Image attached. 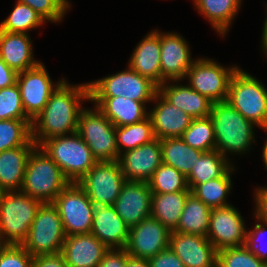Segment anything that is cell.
<instances>
[{
  "mask_svg": "<svg viewBox=\"0 0 267 267\" xmlns=\"http://www.w3.org/2000/svg\"><path fill=\"white\" fill-rule=\"evenodd\" d=\"M32 120H0V152L21 146H36L32 140Z\"/></svg>",
  "mask_w": 267,
  "mask_h": 267,
  "instance_id": "obj_34",
  "label": "cell"
},
{
  "mask_svg": "<svg viewBox=\"0 0 267 267\" xmlns=\"http://www.w3.org/2000/svg\"><path fill=\"white\" fill-rule=\"evenodd\" d=\"M232 165L216 149L204 152L186 177L188 188L192 190L197 184L221 177Z\"/></svg>",
  "mask_w": 267,
  "mask_h": 267,
  "instance_id": "obj_32",
  "label": "cell"
},
{
  "mask_svg": "<svg viewBox=\"0 0 267 267\" xmlns=\"http://www.w3.org/2000/svg\"><path fill=\"white\" fill-rule=\"evenodd\" d=\"M129 229L113 206H95L91 233L108 249H125Z\"/></svg>",
  "mask_w": 267,
  "mask_h": 267,
  "instance_id": "obj_21",
  "label": "cell"
},
{
  "mask_svg": "<svg viewBox=\"0 0 267 267\" xmlns=\"http://www.w3.org/2000/svg\"><path fill=\"white\" fill-rule=\"evenodd\" d=\"M40 146L60 167L70 183L80 181L97 162L77 132L49 138Z\"/></svg>",
  "mask_w": 267,
  "mask_h": 267,
  "instance_id": "obj_5",
  "label": "cell"
},
{
  "mask_svg": "<svg viewBox=\"0 0 267 267\" xmlns=\"http://www.w3.org/2000/svg\"><path fill=\"white\" fill-rule=\"evenodd\" d=\"M89 101V84L73 85L65 79L51 94L44 109L32 120V140L40 146L45 140L77 132L84 101ZM82 102V103H81Z\"/></svg>",
  "mask_w": 267,
  "mask_h": 267,
  "instance_id": "obj_1",
  "label": "cell"
},
{
  "mask_svg": "<svg viewBox=\"0 0 267 267\" xmlns=\"http://www.w3.org/2000/svg\"><path fill=\"white\" fill-rule=\"evenodd\" d=\"M41 204L21 191H5L0 202V244L22 245Z\"/></svg>",
  "mask_w": 267,
  "mask_h": 267,
  "instance_id": "obj_4",
  "label": "cell"
},
{
  "mask_svg": "<svg viewBox=\"0 0 267 267\" xmlns=\"http://www.w3.org/2000/svg\"><path fill=\"white\" fill-rule=\"evenodd\" d=\"M152 193H175L191 191L186 177L174 167L161 164L148 180Z\"/></svg>",
  "mask_w": 267,
  "mask_h": 267,
  "instance_id": "obj_38",
  "label": "cell"
},
{
  "mask_svg": "<svg viewBox=\"0 0 267 267\" xmlns=\"http://www.w3.org/2000/svg\"><path fill=\"white\" fill-rule=\"evenodd\" d=\"M239 66L224 67L213 59L196 58L186 72L184 80L198 93L211 102H225L228 98L229 84Z\"/></svg>",
  "mask_w": 267,
  "mask_h": 267,
  "instance_id": "obj_10",
  "label": "cell"
},
{
  "mask_svg": "<svg viewBox=\"0 0 267 267\" xmlns=\"http://www.w3.org/2000/svg\"><path fill=\"white\" fill-rule=\"evenodd\" d=\"M190 194L191 191L152 193L150 217L157 219L173 231L179 223L185 202Z\"/></svg>",
  "mask_w": 267,
  "mask_h": 267,
  "instance_id": "obj_29",
  "label": "cell"
},
{
  "mask_svg": "<svg viewBox=\"0 0 267 267\" xmlns=\"http://www.w3.org/2000/svg\"><path fill=\"white\" fill-rule=\"evenodd\" d=\"M31 120L23 109L17 84L0 89V120Z\"/></svg>",
  "mask_w": 267,
  "mask_h": 267,
  "instance_id": "obj_40",
  "label": "cell"
},
{
  "mask_svg": "<svg viewBox=\"0 0 267 267\" xmlns=\"http://www.w3.org/2000/svg\"><path fill=\"white\" fill-rule=\"evenodd\" d=\"M65 80L53 82L45 65L40 62L36 67L19 72L16 84L19 87L25 114L33 120L45 107L51 94Z\"/></svg>",
  "mask_w": 267,
  "mask_h": 267,
  "instance_id": "obj_13",
  "label": "cell"
},
{
  "mask_svg": "<svg viewBox=\"0 0 267 267\" xmlns=\"http://www.w3.org/2000/svg\"><path fill=\"white\" fill-rule=\"evenodd\" d=\"M266 11H267V9H266ZM262 30H263L262 31V38H261L262 45H260V46L263 49L262 51L264 52V54L266 56L267 55V15H266V18L264 20V24H263V29Z\"/></svg>",
  "mask_w": 267,
  "mask_h": 267,
  "instance_id": "obj_50",
  "label": "cell"
},
{
  "mask_svg": "<svg viewBox=\"0 0 267 267\" xmlns=\"http://www.w3.org/2000/svg\"><path fill=\"white\" fill-rule=\"evenodd\" d=\"M253 229L246 231L244 246L260 260L267 263V240L264 247L259 242L267 233V224L256 218ZM267 235V234H266ZM267 237V236H266ZM260 238V239H259Z\"/></svg>",
  "mask_w": 267,
  "mask_h": 267,
  "instance_id": "obj_43",
  "label": "cell"
},
{
  "mask_svg": "<svg viewBox=\"0 0 267 267\" xmlns=\"http://www.w3.org/2000/svg\"><path fill=\"white\" fill-rule=\"evenodd\" d=\"M20 3L29 5L45 21L57 23L62 21L68 12L71 3L69 0H17Z\"/></svg>",
  "mask_w": 267,
  "mask_h": 267,
  "instance_id": "obj_41",
  "label": "cell"
},
{
  "mask_svg": "<svg viewBox=\"0 0 267 267\" xmlns=\"http://www.w3.org/2000/svg\"><path fill=\"white\" fill-rule=\"evenodd\" d=\"M246 228L243 216L232 204L213 208L210 212L207 239L217 251L242 246L246 239Z\"/></svg>",
  "mask_w": 267,
  "mask_h": 267,
  "instance_id": "obj_14",
  "label": "cell"
},
{
  "mask_svg": "<svg viewBox=\"0 0 267 267\" xmlns=\"http://www.w3.org/2000/svg\"><path fill=\"white\" fill-rule=\"evenodd\" d=\"M175 83L176 84H169ZM180 81H168L158 87V92L175 107L183 110L193 118L207 117L211 113L213 102L204 97L188 84L180 85Z\"/></svg>",
  "mask_w": 267,
  "mask_h": 267,
  "instance_id": "obj_26",
  "label": "cell"
},
{
  "mask_svg": "<svg viewBox=\"0 0 267 267\" xmlns=\"http://www.w3.org/2000/svg\"><path fill=\"white\" fill-rule=\"evenodd\" d=\"M217 267H267V263L242 245L219 250Z\"/></svg>",
  "mask_w": 267,
  "mask_h": 267,
  "instance_id": "obj_39",
  "label": "cell"
},
{
  "mask_svg": "<svg viewBox=\"0 0 267 267\" xmlns=\"http://www.w3.org/2000/svg\"><path fill=\"white\" fill-rule=\"evenodd\" d=\"M264 131L267 132V129H265ZM262 158L263 164L265 165L264 167L267 169V139L266 142H264V146L262 148Z\"/></svg>",
  "mask_w": 267,
  "mask_h": 267,
  "instance_id": "obj_51",
  "label": "cell"
},
{
  "mask_svg": "<svg viewBox=\"0 0 267 267\" xmlns=\"http://www.w3.org/2000/svg\"><path fill=\"white\" fill-rule=\"evenodd\" d=\"M89 97L124 96L145 105L152 102L158 86L149 78L141 76L129 66L126 70L88 82Z\"/></svg>",
  "mask_w": 267,
  "mask_h": 267,
  "instance_id": "obj_8",
  "label": "cell"
},
{
  "mask_svg": "<svg viewBox=\"0 0 267 267\" xmlns=\"http://www.w3.org/2000/svg\"><path fill=\"white\" fill-rule=\"evenodd\" d=\"M255 208L253 215L267 224V186L257 187L254 192Z\"/></svg>",
  "mask_w": 267,
  "mask_h": 267,
  "instance_id": "obj_45",
  "label": "cell"
},
{
  "mask_svg": "<svg viewBox=\"0 0 267 267\" xmlns=\"http://www.w3.org/2000/svg\"><path fill=\"white\" fill-rule=\"evenodd\" d=\"M98 267H126V250L109 249L103 255Z\"/></svg>",
  "mask_w": 267,
  "mask_h": 267,
  "instance_id": "obj_47",
  "label": "cell"
},
{
  "mask_svg": "<svg viewBox=\"0 0 267 267\" xmlns=\"http://www.w3.org/2000/svg\"><path fill=\"white\" fill-rule=\"evenodd\" d=\"M160 31L151 30L133 50L128 66L141 76L161 85Z\"/></svg>",
  "mask_w": 267,
  "mask_h": 267,
  "instance_id": "obj_23",
  "label": "cell"
},
{
  "mask_svg": "<svg viewBox=\"0 0 267 267\" xmlns=\"http://www.w3.org/2000/svg\"><path fill=\"white\" fill-rule=\"evenodd\" d=\"M180 138L189 146L203 152L216 149L215 132L209 116L194 118Z\"/></svg>",
  "mask_w": 267,
  "mask_h": 267,
  "instance_id": "obj_37",
  "label": "cell"
},
{
  "mask_svg": "<svg viewBox=\"0 0 267 267\" xmlns=\"http://www.w3.org/2000/svg\"><path fill=\"white\" fill-rule=\"evenodd\" d=\"M152 191L148 182L126 181L113 204L129 228L150 217Z\"/></svg>",
  "mask_w": 267,
  "mask_h": 267,
  "instance_id": "obj_18",
  "label": "cell"
},
{
  "mask_svg": "<svg viewBox=\"0 0 267 267\" xmlns=\"http://www.w3.org/2000/svg\"><path fill=\"white\" fill-rule=\"evenodd\" d=\"M210 212L211 208L191 193L173 231L207 237Z\"/></svg>",
  "mask_w": 267,
  "mask_h": 267,
  "instance_id": "obj_31",
  "label": "cell"
},
{
  "mask_svg": "<svg viewBox=\"0 0 267 267\" xmlns=\"http://www.w3.org/2000/svg\"><path fill=\"white\" fill-rule=\"evenodd\" d=\"M162 163L174 167L187 177L198 162L203 151L186 144L180 137L160 140Z\"/></svg>",
  "mask_w": 267,
  "mask_h": 267,
  "instance_id": "obj_30",
  "label": "cell"
},
{
  "mask_svg": "<svg viewBox=\"0 0 267 267\" xmlns=\"http://www.w3.org/2000/svg\"><path fill=\"white\" fill-rule=\"evenodd\" d=\"M234 170L232 165L221 177L197 184L191 193L211 209L231 205L226 200L233 188L231 175Z\"/></svg>",
  "mask_w": 267,
  "mask_h": 267,
  "instance_id": "obj_33",
  "label": "cell"
},
{
  "mask_svg": "<svg viewBox=\"0 0 267 267\" xmlns=\"http://www.w3.org/2000/svg\"><path fill=\"white\" fill-rule=\"evenodd\" d=\"M154 139L155 136L149 117L138 123L116 127V145L119 155L127 150L149 143Z\"/></svg>",
  "mask_w": 267,
  "mask_h": 267,
  "instance_id": "obj_35",
  "label": "cell"
},
{
  "mask_svg": "<svg viewBox=\"0 0 267 267\" xmlns=\"http://www.w3.org/2000/svg\"><path fill=\"white\" fill-rule=\"evenodd\" d=\"M161 85L168 81H182L196 59L191 58L188 42L179 33L160 32Z\"/></svg>",
  "mask_w": 267,
  "mask_h": 267,
  "instance_id": "obj_16",
  "label": "cell"
},
{
  "mask_svg": "<svg viewBox=\"0 0 267 267\" xmlns=\"http://www.w3.org/2000/svg\"><path fill=\"white\" fill-rule=\"evenodd\" d=\"M259 81L239 67L230 80L227 102L244 118L265 130L267 88Z\"/></svg>",
  "mask_w": 267,
  "mask_h": 267,
  "instance_id": "obj_6",
  "label": "cell"
},
{
  "mask_svg": "<svg viewBox=\"0 0 267 267\" xmlns=\"http://www.w3.org/2000/svg\"><path fill=\"white\" fill-rule=\"evenodd\" d=\"M32 267H68L61 252L33 256Z\"/></svg>",
  "mask_w": 267,
  "mask_h": 267,
  "instance_id": "obj_46",
  "label": "cell"
},
{
  "mask_svg": "<svg viewBox=\"0 0 267 267\" xmlns=\"http://www.w3.org/2000/svg\"><path fill=\"white\" fill-rule=\"evenodd\" d=\"M126 267H150L147 259L129 256L126 252Z\"/></svg>",
  "mask_w": 267,
  "mask_h": 267,
  "instance_id": "obj_49",
  "label": "cell"
},
{
  "mask_svg": "<svg viewBox=\"0 0 267 267\" xmlns=\"http://www.w3.org/2000/svg\"><path fill=\"white\" fill-rule=\"evenodd\" d=\"M170 233L161 222L149 217L129 229L125 250L129 256L148 260L169 247Z\"/></svg>",
  "mask_w": 267,
  "mask_h": 267,
  "instance_id": "obj_15",
  "label": "cell"
},
{
  "mask_svg": "<svg viewBox=\"0 0 267 267\" xmlns=\"http://www.w3.org/2000/svg\"><path fill=\"white\" fill-rule=\"evenodd\" d=\"M29 34L0 30V58L17 73L36 67Z\"/></svg>",
  "mask_w": 267,
  "mask_h": 267,
  "instance_id": "obj_25",
  "label": "cell"
},
{
  "mask_svg": "<svg viewBox=\"0 0 267 267\" xmlns=\"http://www.w3.org/2000/svg\"><path fill=\"white\" fill-rule=\"evenodd\" d=\"M46 21L29 5L16 1L10 15L0 22V30L28 34Z\"/></svg>",
  "mask_w": 267,
  "mask_h": 267,
  "instance_id": "obj_36",
  "label": "cell"
},
{
  "mask_svg": "<svg viewBox=\"0 0 267 267\" xmlns=\"http://www.w3.org/2000/svg\"><path fill=\"white\" fill-rule=\"evenodd\" d=\"M125 182L118 161H97L77 183L95 206H113Z\"/></svg>",
  "mask_w": 267,
  "mask_h": 267,
  "instance_id": "obj_12",
  "label": "cell"
},
{
  "mask_svg": "<svg viewBox=\"0 0 267 267\" xmlns=\"http://www.w3.org/2000/svg\"><path fill=\"white\" fill-rule=\"evenodd\" d=\"M169 248L185 267H217L218 251L207 237L171 231Z\"/></svg>",
  "mask_w": 267,
  "mask_h": 267,
  "instance_id": "obj_19",
  "label": "cell"
},
{
  "mask_svg": "<svg viewBox=\"0 0 267 267\" xmlns=\"http://www.w3.org/2000/svg\"><path fill=\"white\" fill-rule=\"evenodd\" d=\"M4 193H5V190L0 186V202H1V199L4 195Z\"/></svg>",
  "mask_w": 267,
  "mask_h": 267,
  "instance_id": "obj_52",
  "label": "cell"
},
{
  "mask_svg": "<svg viewBox=\"0 0 267 267\" xmlns=\"http://www.w3.org/2000/svg\"><path fill=\"white\" fill-rule=\"evenodd\" d=\"M32 260L22 245L0 244V267H32Z\"/></svg>",
  "mask_w": 267,
  "mask_h": 267,
  "instance_id": "obj_42",
  "label": "cell"
},
{
  "mask_svg": "<svg viewBox=\"0 0 267 267\" xmlns=\"http://www.w3.org/2000/svg\"><path fill=\"white\" fill-rule=\"evenodd\" d=\"M83 108L78 118L77 133L91 149L97 161H118L116 127L94 106Z\"/></svg>",
  "mask_w": 267,
  "mask_h": 267,
  "instance_id": "obj_7",
  "label": "cell"
},
{
  "mask_svg": "<svg viewBox=\"0 0 267 267\" xmlns=\"http://www.w3.org/2000/svg\"><path fill=\"white\" fill-rule=\"evenodd\" d=\"M52 203L66 236L91 233L95 205L78 183H69Z\"/></svg>",
  "mask_w": 267,
  "mask_h": 267,
  "instance_id": "obj_11",
  "label": "cell"
},
{
  "mask_svg": "<svg viewBox=\"0 0 267 267\" xmlns=\"http://www.w3.org/2000/svg\"><path fill=\"white\" fill-rule=\"evenodd\" d=\"M18 73L0 58V89L16 84Z\"/></svg>",
  "mask_w": 267,
  "mask_h": 267,
  "instance_id": "obj_48",
  "label": "cell"
},
{
  "mask_svg": "<svg viewBox=\"0 0 267 267\" xmlns=\"http://www.w3.org/2000/svg\"><path fill=\"white\" fill-rule=\"evenodd\" d=\"M69 183L60 167L36 145L27 160L20 191L42 203H52Z\"/></svg>",
  "mask_w": 267,
  "mask_h": 267,
  "instance_id": "obj_3",
  "label": "cell"
},
{
  "mask_svg": "<svg viewBox=\"0 0 267 267\" xmlns=\"http://www.w3.org/2000/svg\"><path fill=\"white\" fill-rule=\"evenodd\" d=\"M152 102L156 105L148 111V117L155 138L161 140L181 137L194 118L169 103L159 92L155 94Z\"/></svg>",
  "mask_w": 267,
  "mask_h": 267,
  "instance_id": "obj_20",
  "label": "cell"
},
{
  "mask_svg": "<svg viewBox=\"0 0 267 267\" xmlns=\"http://www.w3.org/2000/svg\"><path fill=\"white\" fill-rule=\"evenodd\" d=\"M65 238L62 220L56 207L53 203H42L22 246L32 257L54 254L61 252Z\"/></svg>",
  "mask_w": 267,
  "mask_h": 267,
  "instance_id": "obj_9",
  "label": "cell"
},
{
  "mask_svg": "<svg viewBox=\"0 0 267 267\" xmlns=\"http://www.w3.org/2000/svg\"><path fill=\"white\" fill-rule=\"evenodd\" d=\"M148 262L150 267H185L184 263L169 247L148 259Z\"/></svg>",
  "mask_w": 267,
  "mask_h": 267,
  "instance_id": "obj_44",
  "label": "cell"
},
{
  "mask_svg": "<svg viewBox=\"0 0 267 267\" xmlns=\"http://www.w3.org/2000/svg\"><path fill=\"white\" fill-rule=\"evenodd\" d=\"M35 146H21L0 152V186L5 191H20L27 160Z\"/></svg>",
  "mask_w": 267,
  "mask_h": 267,
  "instance_id": "obj_27",
  "label": "cell"
},
{
  "mask_svg": "<svg viewBox=\"0 0 267 267\" xmlns=\"http://www.w3.org/2000/svg\"><path fill=\"white\" fill-rule=\"evenodd\" d=\"M118 162L126 181L148 182L162 164L160 139L121 153Z\"/></svg>",
  "mask_w": 267,
  "mask_h": 267,
  "instance_id": "obj_17",
  "label": "cell"
},
{
  "mask_svg": "<svg viewBox=\"0 0 267 267\" xmlns=\"http://www.w3.org/2000/svg\"><path fill=\"white\" fill-rule=\"evenodd\" d=\"M90 102L106 116L115 127H122L138 123L148 117L147 106L126 98L118 97H90Z\"/></svg>",
  "mask_w": 267,
  "mask_h": 267,
  "instance_id": "obj_24",
  "label": "cell"
},
{
  "mask_svg": "<svg viewBox=\"0 0 267 267\" xmlns=\"http://www.w3.org/2000/svg\"><path fill=\"white\" fill-rule=\"evenodd\" d=\"M209 117L215 132L216 150L224 157L229 160L227 153L245 155L251 149L255 142L256 125L227 101L213 103Z\"/></svg>",
  "mask_w": 267,
  "mask_h": 267,
  "instance_id": "obj_2",
  "label": "cell"
},
{
  "mask_svg": "<svg viewBox=\"0 0 267 267\" xmlns=\"http://www.w3.org/2000/svg\"><path fill=\"white\" fill-rule=\"evenodd\" d=\"M109 249L92 233L66 236L61 253L68 267H98Z\"/></svg>",
  "mask_w": 267,
  "mask_h": 267,
  "instance_id": "obj_22",
  "label": "cell"
},
{
  "mask_svg": "<svg viewBox=\"0 0 267 267\" xmlns=\"http://www.w3.org/2000/svg\"><path fill=\"white\" fill-rule=\"evenodd\" d=\"M197 11L202 14L216 33L224 37L235 19L242 0H193Z\"/></svg>",
  "mask_w": 267,
  "mask_h": 267,
  "instance_id": "obj_28",
  "label": "cell"
}]
</instances>
